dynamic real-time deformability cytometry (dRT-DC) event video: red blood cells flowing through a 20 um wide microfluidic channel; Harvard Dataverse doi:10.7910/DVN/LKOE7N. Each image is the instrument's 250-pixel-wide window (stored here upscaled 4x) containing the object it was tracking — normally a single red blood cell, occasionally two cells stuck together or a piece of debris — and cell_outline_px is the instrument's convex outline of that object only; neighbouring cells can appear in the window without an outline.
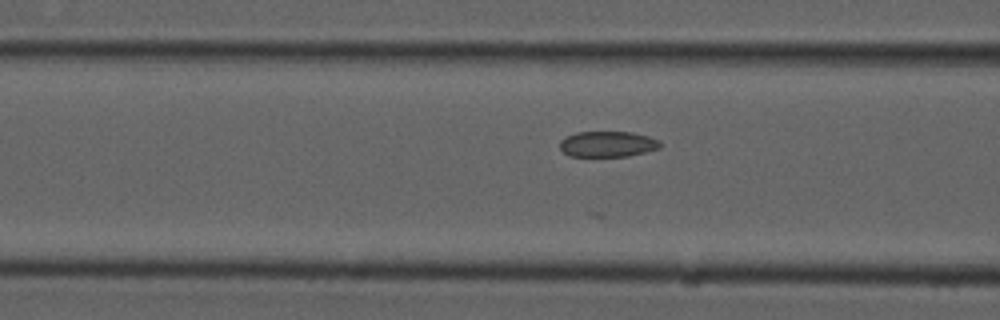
{"species": "common noctule bat (a hibernating species)", "species_latin": "Nyctalus noctula", "temperature_condition": "cold", "stored_images_in_passage": 18, "camera_frame_rate_fps": 3000, "um_per_image_px": 0.085, "animal": {"sex": "male", "forearm_length_mm": 52.5}, "frame": {"image": 1, "passage_image": 16, "time_ms": 5.0, "image_size_px": [1000, 320], "cell_outline_px": [[660, 148], [628, 156], [568, 156], [560, 148], [560, 140], [564, 136], [576, 132], [632, 132], [648, 136], [660, 140]], "centroid_in_image_um": [51.62, 12.24], "position_along_channel_um": 115.0, "area_um2": 15.09}}